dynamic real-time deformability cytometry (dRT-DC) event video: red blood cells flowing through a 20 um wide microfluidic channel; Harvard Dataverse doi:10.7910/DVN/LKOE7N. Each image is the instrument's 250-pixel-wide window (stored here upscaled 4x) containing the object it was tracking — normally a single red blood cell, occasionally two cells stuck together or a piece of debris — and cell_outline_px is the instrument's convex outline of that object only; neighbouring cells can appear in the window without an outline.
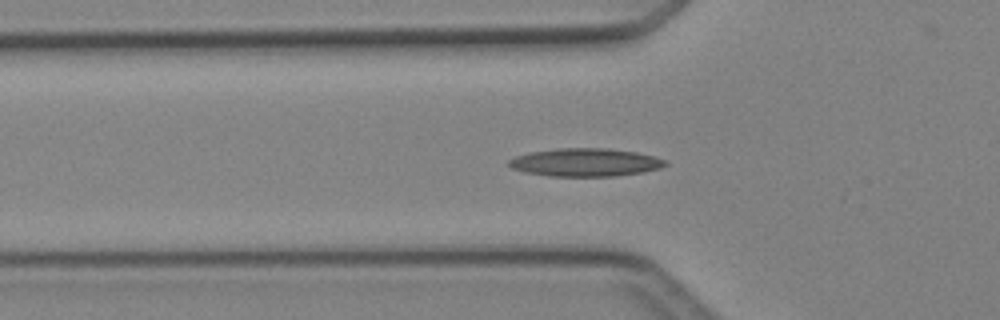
{"species": "Egyptian fruit bat (a non-hibernating species)", "species_latin": "Rousettus aegyptiacus", "temperature_condition": "cold", "stored_images_in_passage": 7, "camera_frame_rate_fps": 3000, "um_per_image_px": 0.085, "animal": {"sex": "female"}, "frame": {"image": 1, "passage_image": 2, "time_ms": 0.333, "image_size_px": [1000, 320], "cell_outline_px": [[668, 164], [660, 168], [644, 172], [616, 176], [548, 176], [524, 172], [512, 168], [508, 164], [508, 160], [516, 156], [528, 152], [556, 148], [608, 148], [636, 152], [652, 156], [664, 160]], "centroid_in_image_um": [49.72, 13.8], "position_along_channel_um": 76.1, "area_um2": 25.66}}
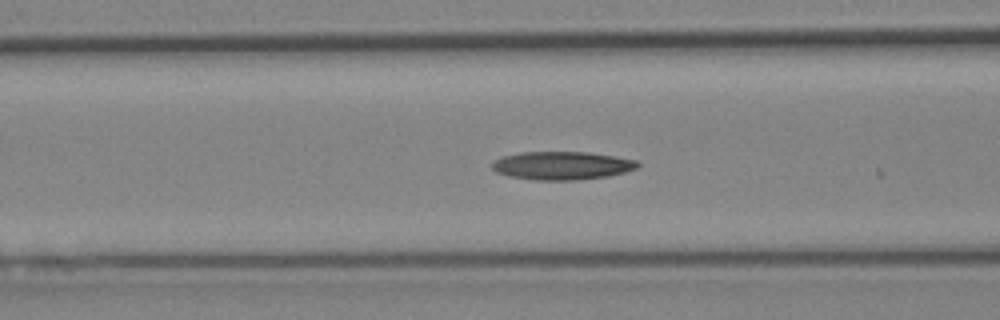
{"frame": {"image": 2, "passage_image": 5, "time_ms": 1.333, "image_size_px": [1000, 320], "cell_outline_px": [[640, 164], [636, 168], [624, 172], [608, 176], [576, 180], [536, 180], [508, 176], [496, 172], [492, 168], [492, 164], [496, 160], [504, 156], [520, 152], [588, 152], [636, 160]], "centroid_in_image_um": [47.75, 14.08], "position_along_channel_um": 118.8, "area_um2": 23.76}}